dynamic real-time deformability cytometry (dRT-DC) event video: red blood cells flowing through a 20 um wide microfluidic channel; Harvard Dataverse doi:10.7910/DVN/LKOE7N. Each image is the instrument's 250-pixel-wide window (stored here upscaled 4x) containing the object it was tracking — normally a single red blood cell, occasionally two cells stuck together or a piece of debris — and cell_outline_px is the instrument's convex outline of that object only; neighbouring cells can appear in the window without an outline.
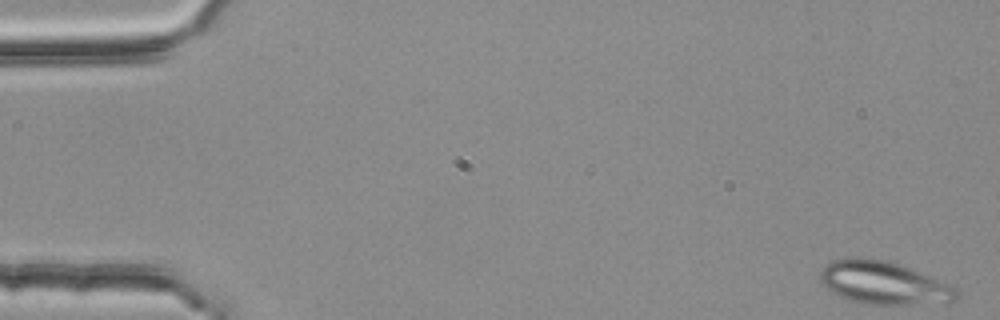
{"species": "common noctule bat (a hibernating species)", "species_latin": "Nyctalus noctula", "temperature_condition": "room temperature", "stored_images_in_passage": 4, "camera_frame_rate_fps": 3000, "um_per_image_px": 0.085, "animal": {"sex": "female", "body_mass_g": 25.1}, "frame": {"image": 1, "passage_image": 1, "time_ms": 0.0, "image_size_px": [1000, 320], "cell_outline_px": [[960, 292], [948, 304], [864, 304], [848, 300], [832, 292], [820, 280], [820, 272], [824, 264], [832, 260], [856, 256], [860, 256], [888, 260], [900, 264], [952, 284]], "centroid_in_image_um": [75.13, 24.03], "position_along_channel_um": 9.9, "area_um2": 34.74}}